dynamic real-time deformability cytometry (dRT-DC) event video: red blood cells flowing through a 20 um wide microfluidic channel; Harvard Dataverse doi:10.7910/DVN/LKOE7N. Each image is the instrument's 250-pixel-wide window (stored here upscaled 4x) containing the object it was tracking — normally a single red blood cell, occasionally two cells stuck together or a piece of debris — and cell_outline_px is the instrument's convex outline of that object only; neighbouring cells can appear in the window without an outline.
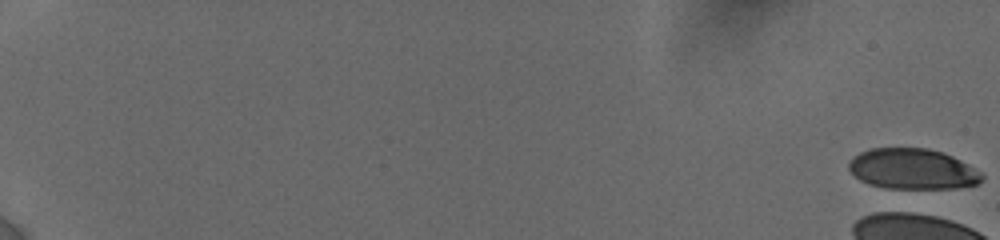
{"species": "human", "species_latin": "Homo sapiens", "temperature_condition": "cold", "stored_images_in_passage": 5, "camera_frame_rate_fps": 3000, "um_per_image_px": 0.085, "donor": {"sex": "female"}, "frame": {"image": 1, "passage_image": 1, "time_ms": 0.0, "image_size_px": [1000, 240], "cell_outline_px": [[984, 176], [976, 184], [956, 188], [884, 188], [868, 184], [860, 180], [848, 168], [848, 160], [852, 156], [868, 148], [928, 148], [944, 152], [960, 160], [980, 172]], "centroid_in_image_um": [77.52, 14.35], "position_along_channel_um": 7.5, "area_um2": 31.5}}